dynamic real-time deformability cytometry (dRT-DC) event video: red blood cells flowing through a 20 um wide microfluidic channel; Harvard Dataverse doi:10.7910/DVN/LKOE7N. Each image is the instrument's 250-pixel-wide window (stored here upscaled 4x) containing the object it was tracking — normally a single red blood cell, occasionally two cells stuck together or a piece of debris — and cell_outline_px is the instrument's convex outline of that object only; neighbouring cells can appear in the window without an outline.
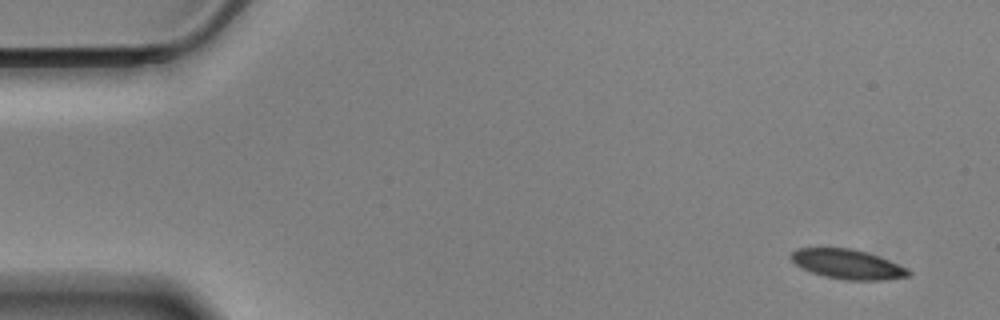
{"species": "Egyptian fruit bat (a non-hibernating species)", "species_latin": "Rousettus aegyptiacus", "temperature_condition": "cold", "stored_images_in_passage": 55, "camera_frame_rate_fps": 3000, "um_per_image_px": 0.085, "animal": {"sex": "male"}, "frame": {"image": 1, "passage_image": 1, "time_ms": 0.0, "image_size_px": [1000, 320], "cell_outline_px": [[912, 272], [908, 276], [884, 280], [844, 280], [824, 276], [800, 268], [788, 256], [796, 248], [852, 248], [888, 260], [908, 268]], "centroid_in_image_um": [72.01, 22.46], "position_along_channel_um": 13.0, "area_um2": 20.17}}
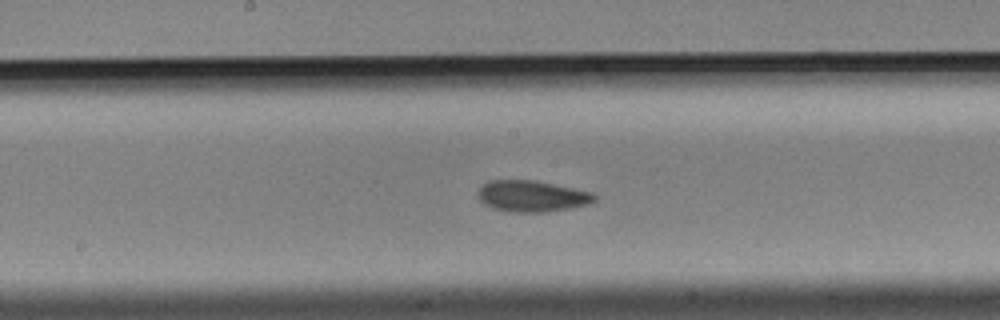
{"frame": {"image": 2, "passage_image": 27, "time_ms": 8.667, "image_size_px": [1000, 320], "cell_outline_px": [[596, 200], [588, 204], [568, 208], [544, 212], [516, 212], [492, 208], [484, 204], [480, 200], [480, 188], [488, 180], [536, 180], [592, 192], [596, 196]], "centroid_in_image_um": [45.23, 16.66], "position_along_channel_um": 203.0, "area_um2": 20.98}}
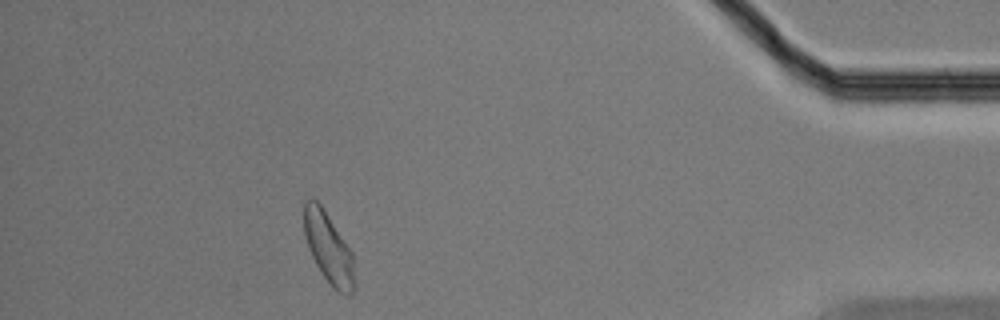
{"frame": {"image": 3, "passage_image": 49, "time_ms": 16.0, "image_size_px": [1000, 320], "cell_outline_px": [[356, 284], [352, 292], [348, 296], [336, 292], [332, 288], [316, 264], [308, 248], [304, 236], [304, 200], [312, 196], [320, 204], [352, 252]], "centroid_in_image_um": [27.93, 21.11], "position_along_channel_um": 407.3, "area_um2": 20.92}, "authors_computed_cell_mechanics": {"area_um2": 20.9236, "velocity_mm_per_s": 3.4912, "shape_relaxation_time_tau1_ms": 3.9862, "shape_relaxation_time_tau2_ms": 2.5685, "deformation_change_tau1": 0.1076, "deformation_change_tau2": 0.0807}}